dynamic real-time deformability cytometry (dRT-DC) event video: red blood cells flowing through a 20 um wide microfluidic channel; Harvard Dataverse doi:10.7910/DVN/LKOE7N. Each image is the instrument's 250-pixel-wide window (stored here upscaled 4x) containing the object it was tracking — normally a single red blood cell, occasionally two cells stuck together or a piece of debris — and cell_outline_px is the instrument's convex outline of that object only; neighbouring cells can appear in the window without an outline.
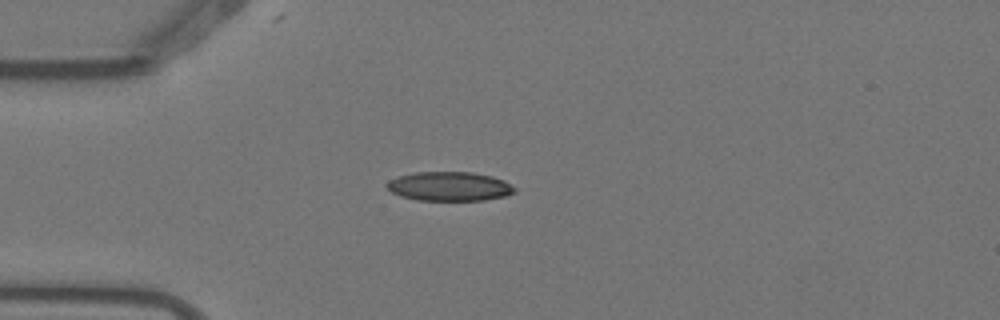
{"species": "Egyptian fruit bat (a non-hibernating species)", "species_latin": "Rousettus aegyptiacus", "temperature_condition": "warm", "stored_images_in_passage": 4, "camera_frame_rate_fps": 3000, "um_per_image_px": 0.085, "animal": {"sex": "female"}, "frame": {"image": 1, "passage_image": 4, "time_ms": 1.0, "image_size_px": [1000, 320], "cell_outline_px": [[516, 192], [504, 196], [484, 200], [416, 200], [400, 196], [392, 192], [384, 184], [388, 180], [412, 172], [472, 172], [492, 176], [504, 180], [516, 188]], "centroid_in_image_um": [38.19, 15.84], "position_along_channel_um": 46.8, "area_um2": 21.79}}